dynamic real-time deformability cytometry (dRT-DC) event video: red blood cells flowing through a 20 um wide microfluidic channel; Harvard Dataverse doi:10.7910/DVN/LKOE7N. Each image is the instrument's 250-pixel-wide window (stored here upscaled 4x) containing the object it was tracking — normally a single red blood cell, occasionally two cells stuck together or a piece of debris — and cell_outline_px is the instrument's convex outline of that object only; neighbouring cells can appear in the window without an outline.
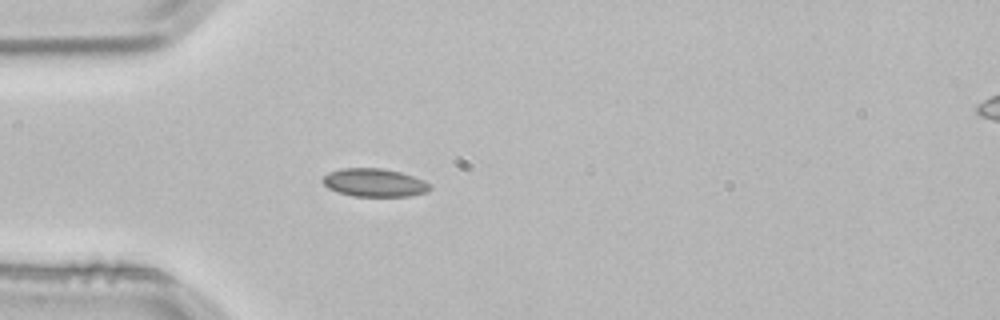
{"species": "common noctule bat (a hibernating species)", "species_latin": "Nyctalus noctula", "temperature_condition": "room temperature", "stored_images_in_passage": 4, "segment_of_instrument_passage": [1, 2], "camera_frame_rate_fps": 3000, "um_per_image_px": 0.085, "animal": {"sex": "male", "body_mass_g": 21.5, "forearm_length_mm": 52.0}, "frame": {"image": 1, "passage_image": 3, "time_ms": 0.667, "image_size_px": [1000, 320], "cell_outline_px": [[432, 188], [428, 192], [412, 196], [352, 196], [328, 188], [320, 180], [328, 172], [340, 168], [384, 168], [400, 172], [424, 180], [432, 184]], "centroid_in_image_um": [31.85, 15.52], "position_along_channel_um": 53.2, "area_um2": 17.8}}